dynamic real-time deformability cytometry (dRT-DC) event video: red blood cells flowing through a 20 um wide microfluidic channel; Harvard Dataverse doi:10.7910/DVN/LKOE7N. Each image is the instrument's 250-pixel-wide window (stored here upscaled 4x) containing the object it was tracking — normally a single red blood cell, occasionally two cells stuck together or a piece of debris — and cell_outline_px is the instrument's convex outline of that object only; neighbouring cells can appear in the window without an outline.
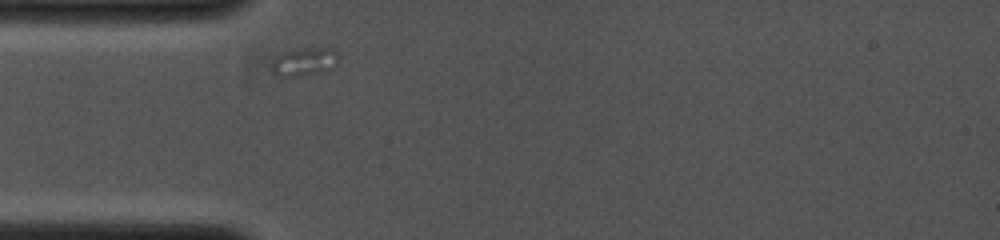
{"species": "common noctule bat (a hibernating species)", "species_latin": "Nyctalus noctula", "temperature_condition": "cold", "stored_images_in_passage": 1, "camera_frame_rate_fps": 4000, "um_per_image_px": 0.085, "animal": {"sex": "female", "body_mass_g": 19.0, "forearm_length_mm": 53.3}, "frame": {"image": 1, "passage_image": 1, "time_ms": 0.0, "image_size_px": [1000, 240], "cell_outline_px": [[336, 64], [332, 68], [320, 72], [296, 76], [280, 76], [272, 68], [272, 60], [276, 56], [284, 52], [316, 48], [332, 48], [336, 52]], "centroid_in_image_um": [25.87, 5.25], "position_along_channel_um": 59.1, "area_um2": 10.4}}